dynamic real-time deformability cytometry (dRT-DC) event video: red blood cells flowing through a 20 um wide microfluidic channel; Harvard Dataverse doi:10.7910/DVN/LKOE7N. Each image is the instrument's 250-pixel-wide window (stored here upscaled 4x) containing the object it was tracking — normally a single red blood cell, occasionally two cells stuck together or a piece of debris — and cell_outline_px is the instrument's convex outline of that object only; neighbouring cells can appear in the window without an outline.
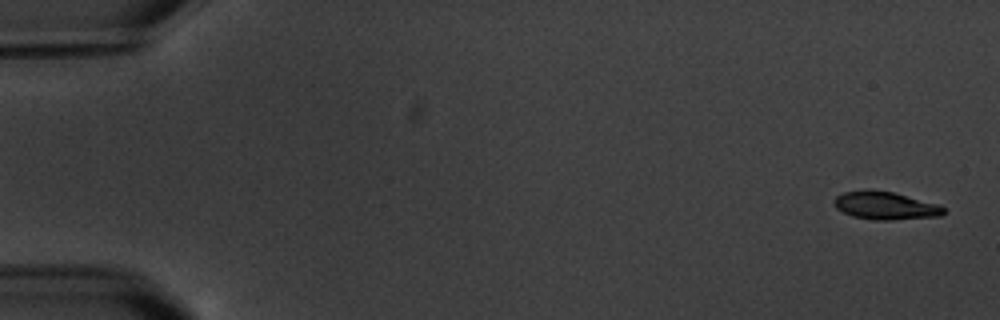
{"species": "common noctule bat (a hibernating species)", "species_latin": "Nyctalus noctula", "temperature_condition": "warm", "stored_images_in_passage": 9, "camera_frame_rate_fps": 3000, "um_per_image_px": 0.085, "animal": {"sex": "male", "body_mass_g": 20.1, "forearm_length_mm": 53.5}, "frame": {"image": 1, "passage_image": 1, "time_ms": 0.0, "image_size_px": [1000, 320], "cell_outline_px": [[948, 212], [940, 216], [892, 220], [872, 220], [852, 216], [836, 208], [832, 204], [832, 200], [836, 196], [844, 192], [892, 192], [940, 204]], "centroid_in_image_um": [75.3, 17.52], "position_along_channel_um": 9.7, "area_um2": 17.51}}
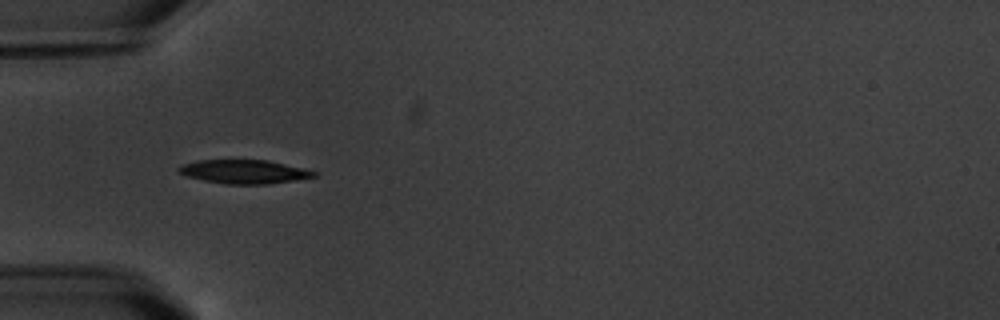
{"frame": {"image": 2, "passage_image": 6, "time_ms": 5.667, "image_size_px": [1000, 320], "cell_outline_px": [[316, 176], [296, 180], [268, 184], [224, 184], [204, 180], [188, 176], [180, 172], [176, 168], [184, 164], [196, 160], [268, 160], [304, 168], [316, 172]], "centroid_in_image_um": [20.77, 14.59], "position_along_channel_um": 64.2, "area_um2": 18.61}}
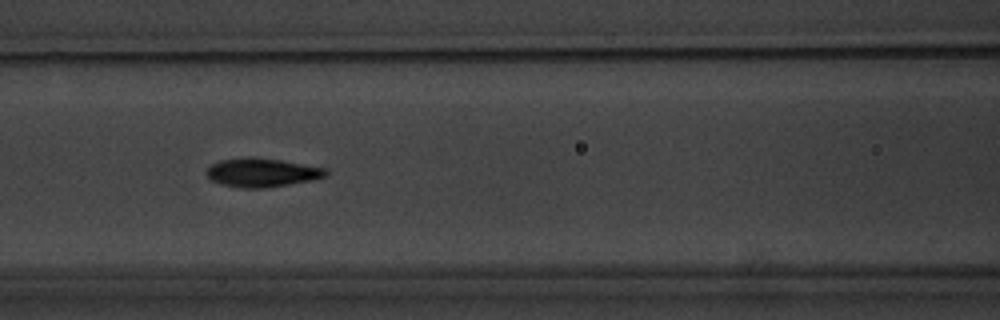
{"frame": {"image": 3, "passage_image": 8, "time_ms": 8.0, "image_size_px": [1000, 320], "cell_outline_px": [[328, 176], [312, 180], [264, 188], [240, 188], [224, 184], [212, 180], [208, 176], [208, 168], [212, 164], [220, 160], [248, 156], [256, 156], [328, 168]], "centroid_in_image_um": [22.32, 14.65], "position_along_channel_um": 144.3, "area_um2": 20.0}}